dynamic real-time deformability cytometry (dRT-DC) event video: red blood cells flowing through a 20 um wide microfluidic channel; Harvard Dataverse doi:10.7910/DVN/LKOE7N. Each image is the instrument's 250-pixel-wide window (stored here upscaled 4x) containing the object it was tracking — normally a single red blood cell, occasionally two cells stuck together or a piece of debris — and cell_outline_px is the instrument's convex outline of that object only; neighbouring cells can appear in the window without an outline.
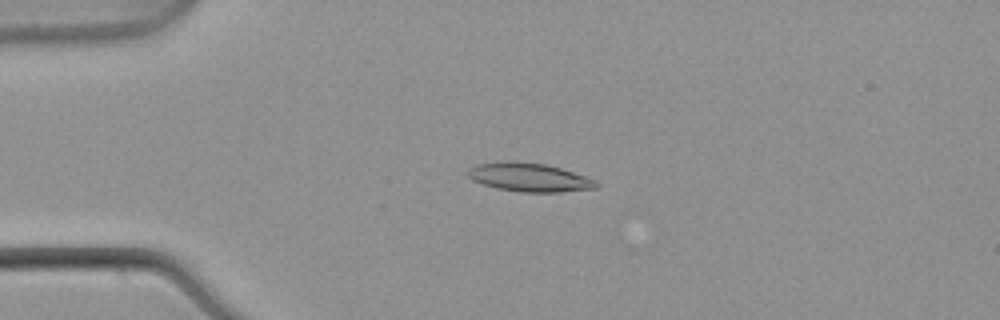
{"species": "common noctule bat (a hibernating species)", "species_latin": "Nyctalus noctula", "temperature_condition": "warm", "stored_images_in_passage": 5, "camera_frame_rate_fps": 3000, "um_per_image_px": 0.085, "animal": {"sex": "male", "body_mass_g": 21.5, "forearm_length_mm": 52.0}, "frame": {"image": 1, "passage_image": 1, "time_ms": 0.0, "image_size_px": [1000, 320], "cell_outline_px": [[600, 188], [560, 192], [520, 192], [496, 188], [472, 180], [468, 176], [468, 168], [476, 164], [500, 160], [516, 160], [544, 164], [560, 168], [596, 180], [600, 184]], "centroid_in_image_um": [44.97, 15.06], "position_along_channel_um": 40.0, "area_um2": 21.73}}